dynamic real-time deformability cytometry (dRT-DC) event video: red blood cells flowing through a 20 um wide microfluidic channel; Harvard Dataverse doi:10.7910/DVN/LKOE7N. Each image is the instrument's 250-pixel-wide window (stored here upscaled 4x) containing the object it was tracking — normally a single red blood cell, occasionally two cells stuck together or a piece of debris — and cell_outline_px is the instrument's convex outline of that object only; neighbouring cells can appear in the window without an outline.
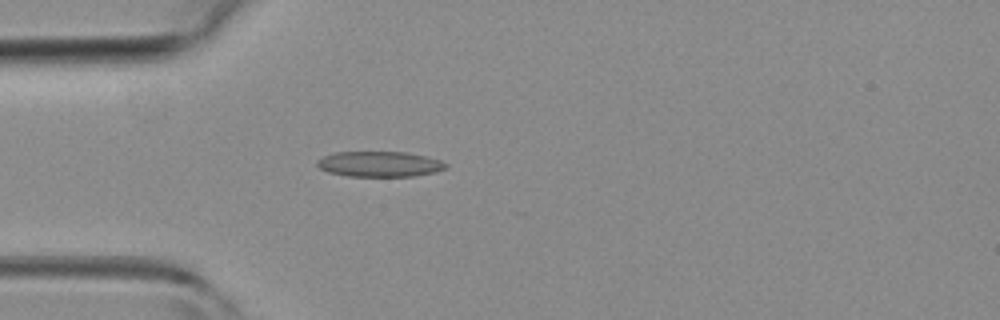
{"species": "common noctule bat (a hibernating species)", "species_latin": "Nyctalus noctula", "temperature_condition": "room temperature", "stored_images_in_passage": 3, "camera_frame_rate_fps": 3000, "um_per_image_px": 0.085, "animal": {"sex": "female", "body_mass_g": 19.3, "forearm_length_mm": 54.1}, "frame": {"image": 1, "passage_image": 3, "time_ms": 3.0, "image_size_px": [1000, 320], "cell_outline_px": [[448, 168], [436, 172], [416, 176], [348, 176], [328, 172], [320, 168], [316, 164], [316, 160], [324, 156], [336, 152], [408, 152], [440, 160], [448, 164]], "centroid_in_image_um": [32.29, 13.95], "position_along_channel_um": 52.7, "area_um2": 19.13}}